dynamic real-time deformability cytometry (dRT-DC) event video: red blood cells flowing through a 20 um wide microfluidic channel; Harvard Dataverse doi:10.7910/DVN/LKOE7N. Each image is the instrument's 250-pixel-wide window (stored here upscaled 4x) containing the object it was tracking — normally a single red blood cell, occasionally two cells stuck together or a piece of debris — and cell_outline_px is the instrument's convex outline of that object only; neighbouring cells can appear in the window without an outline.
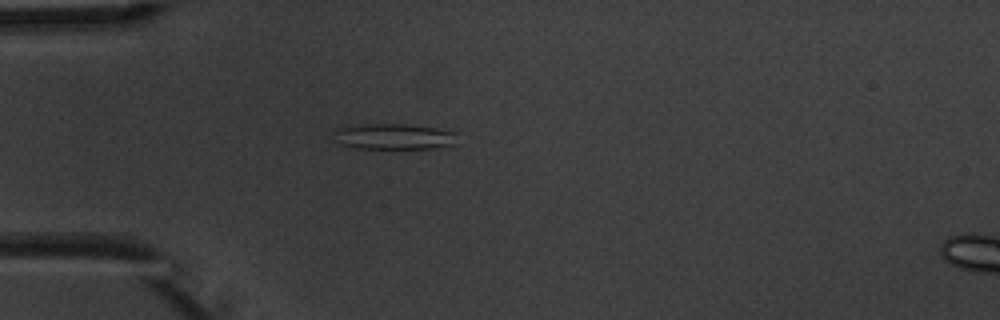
{"species": "common noctule bat (a hibernating species)", "species_latin": "Nyctalus noctula", "temperature_condition": "warm", "stored_images_in_passage": 2, "camera_frame_rate_fps": 3000, "um_per_image_px": 0.085, "animal": {"sex": "male", "body_mass_g": 20.1, "forearm_length_mm": 53.5}, "frame": {"image": 1, "passage_image": 1, "time_ms": 0.0, "image_size_px": [1000, 320], "cell_outline_px": [[456, 144], [432, 148], [356, 148], [340, 144], [332, 140], [332, 132], [336, 128], [364, 124], [404, 124], [436, 128], [456, 132]], "centroid_in_image_um": [33.41, 11.6], "position_along_channel_um": 51.6, "area_um2": 18.67}}